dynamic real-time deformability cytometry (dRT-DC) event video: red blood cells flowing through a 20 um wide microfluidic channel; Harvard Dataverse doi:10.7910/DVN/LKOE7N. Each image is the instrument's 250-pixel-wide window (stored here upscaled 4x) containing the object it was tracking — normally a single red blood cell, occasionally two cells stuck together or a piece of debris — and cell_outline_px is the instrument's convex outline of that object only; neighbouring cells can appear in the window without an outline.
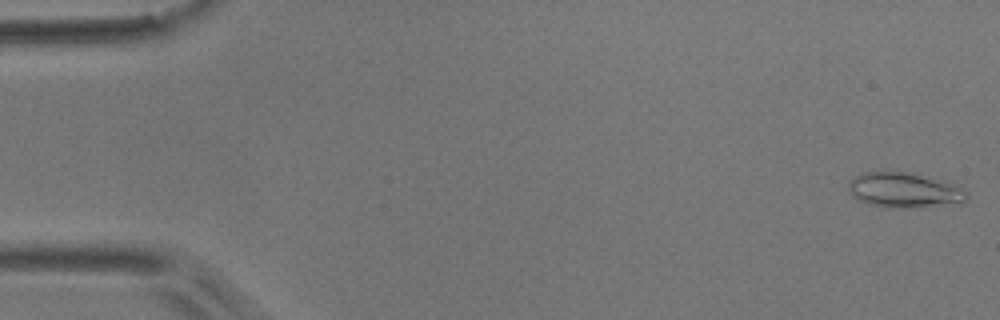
{"species": "common noctule bat (a hibernating species)", "species_latin": "Nyctalus noctula", "temperature_condition": "room temperature", "stored_images_in_passage": 54, "camera_frame_rate_fps": 3000, "um_per_image_px": 0.085, "animal": {"sex": "male", "body_mass_g": 17.9}, "frame": {"image": 1, "passage_image": 1, "time_ms": 0.0, "image_size_px": [1000, 320], "cell_outline_px": [[968, 200], [960, 204], [904, 208], [888, 208], [868, 204], [852, 196], [848, 192], [848, 180], [860, 172], [888, 168], [940, 180], [960, 188], [968, 192]], "centroid_in_image_um": [76.78, 16.14], "position_along_channel_um": 8.2, "area_um2": 24.97}}
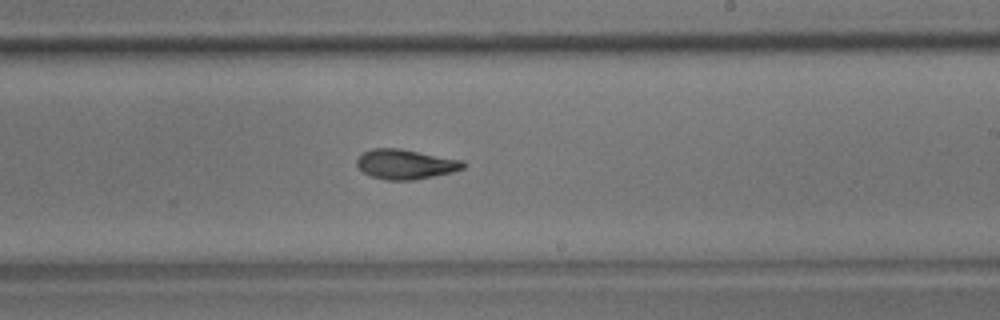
{"frame": {"image": 2, "passage_image": 32, "time_ms": 10.333, "image_size_px": [1000, 320], "cell_outline_px": [[468, 164], [464, 168], [452, 172], [412, 180], [388, 180], [372, 176], [364, 172], [356, 164], [356, 160], [364, 152], [372, 148], [400, 148], [464, 160]], "centroid_in_image_um": [34.51, 13.94], "position_along_channel_um": 254.5, "area_um2": 18.44}}
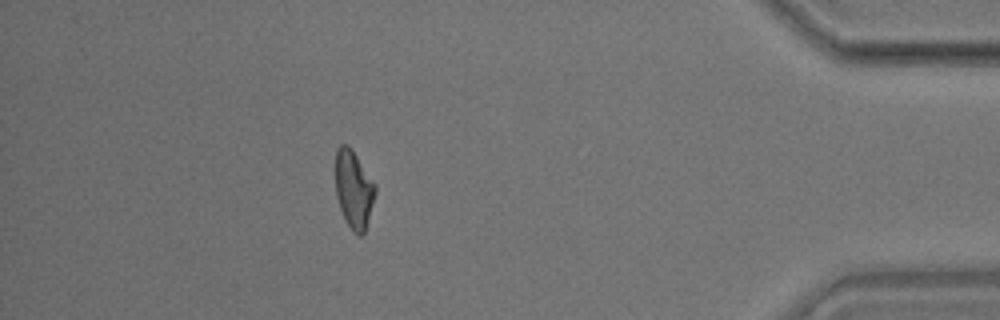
{"frame": {"image": 3, "passage_image": 48, "time_ms": 15.667, "image_size_px": [1000, 320], "cell_outline_px": [[376, 192], [364, 232], [360, 236], [352, 232], [344, 220], [336, 196], [336, 148], [340, 144], [348, 144], [352, 148], [376, 184]], "centroid_in_image_um": [30.06, 16.07], "position_along_channel_um": 405.1, "area_um2": 18.21}, "authors_computed_cell_mechanics": {"area_um2": 18.6116, "velocity_mm_per_s": 3.7044, "shape_relaxation_time_tau1_ms": 9.3473, "shape_relaxation_time_tau2_ms": 3.9195, "deformation_change_tau1": 0.2158, "deformation_change_tau2": 0.1034}}